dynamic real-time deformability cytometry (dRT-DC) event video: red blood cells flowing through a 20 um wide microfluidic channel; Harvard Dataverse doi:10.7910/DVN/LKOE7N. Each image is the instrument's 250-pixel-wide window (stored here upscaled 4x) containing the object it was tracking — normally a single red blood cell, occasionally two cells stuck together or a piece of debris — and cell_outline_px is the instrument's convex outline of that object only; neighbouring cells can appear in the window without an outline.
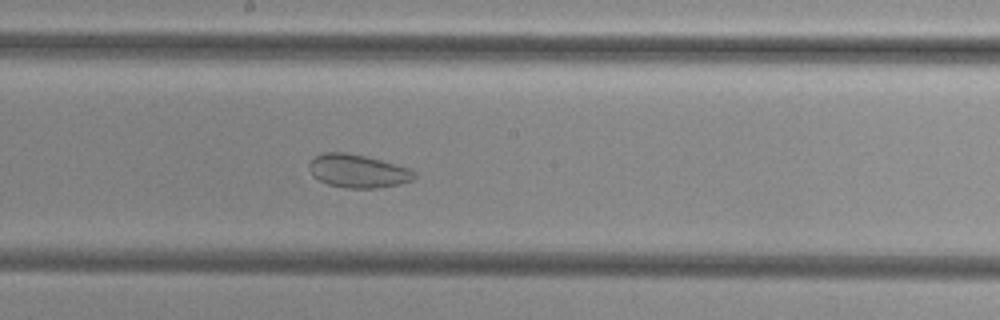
{"species": "common noctule bat (a hibernating species)", "species_latin": "Nyctalus noctula", "temperature_condition": "cold", "stored_images_in_passage": 22, "camera_frame_rate_fps": 3000, "um_per_image_px": 0.085, "animal": {"sex": "female", "body_mass_g": 29.2, "forearm_length_mm": 56.3}, "frame": {"image": 1, "passage_image": 15, "time_ms": 4.667, "image_size_px": [1000, 320], "cell_outline_px": [[416, 176], [412, 180], [400, 184], [376, 188], [344, 188], [328, 184], [312, 176], [308, 168], [308, 164], [316, 156], [324, 152], [344, 152], [364, 156], [380, 160], [408, 168], [416, 172]], "centroid_in_image_um": [30.4, 14.55], "position_along_channel_um": 217.8, "area_um2": 20.29}}
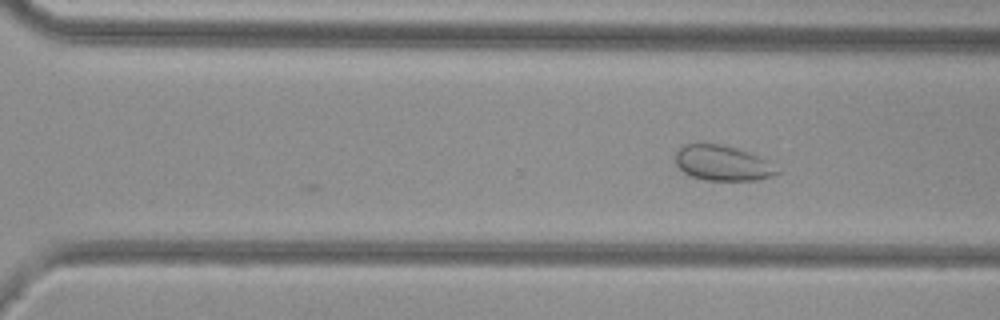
{"frame": {"image": 2, "passage_image": 22, "time_ms": 7.0, "image_size_px": [1000, 320], "cell_outline_px": [[780, 172], [772, 176], [760, 180], [704, 180], [688, 176], [676, 164], [676, 152], [684, 144], [724, 144], [760, 156], [768, 160]], "centroid_in_image_um": [61.42, 13.87], "position_along_channel_um": 309.2, "area_um2": 20.92}}